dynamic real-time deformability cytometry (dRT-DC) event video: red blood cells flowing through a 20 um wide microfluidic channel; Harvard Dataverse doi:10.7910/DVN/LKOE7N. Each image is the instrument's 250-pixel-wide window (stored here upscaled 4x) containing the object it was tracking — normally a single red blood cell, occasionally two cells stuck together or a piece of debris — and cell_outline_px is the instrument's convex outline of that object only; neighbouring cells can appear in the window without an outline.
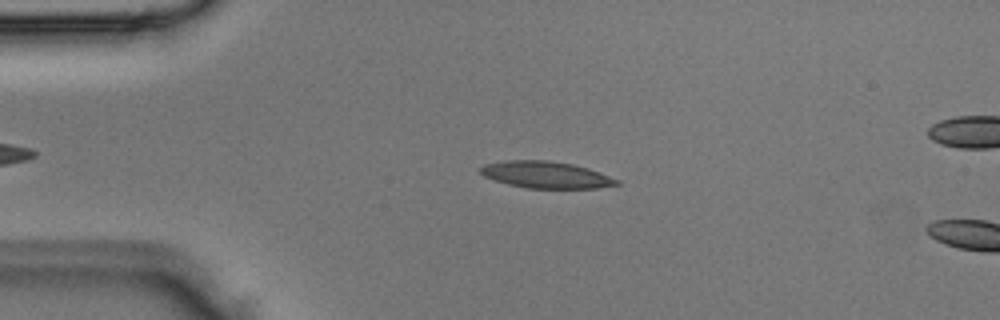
{"species": "Egyptian fruit bat (a non-hibernating species)", "species_latin": "Rousettus aegyptiacus", "temperature_condition": "room temperature", "stored_images_in_passage": 3, "camera_frame_rate_fps": 3000, "um_per_image_px": 0.085, "animal": {"sex": "male"}, "frame": {"image": 1, "passage_image": 2, "time_ms": 0.333, "image_size_px": [1000, 320], "cell_outline_px": [[620, 184], [596, 188], [528, 188], [508, 184], [484, 176], [480, 172], [480, 168], [484, 164], [504, 160], [548, 160], [572, 164], [588, 168], [600, 172], [620, 180]], "centroid_in_image_um": [46.42, 14.85], "position_along_channel_um": 38.6, "area_um2": 21.21}}